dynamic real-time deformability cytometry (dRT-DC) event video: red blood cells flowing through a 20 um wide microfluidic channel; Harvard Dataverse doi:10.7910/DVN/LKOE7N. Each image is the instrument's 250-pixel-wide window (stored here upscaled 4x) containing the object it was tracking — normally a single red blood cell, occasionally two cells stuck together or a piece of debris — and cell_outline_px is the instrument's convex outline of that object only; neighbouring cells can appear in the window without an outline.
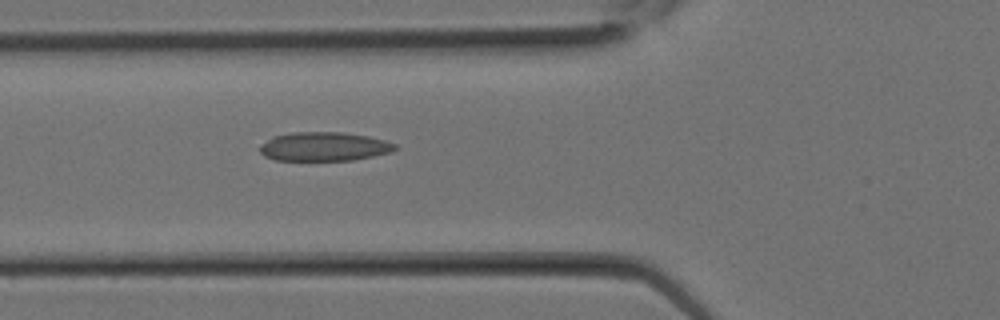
{"species": "Egyptian fruit bat (a non-hibernating species)", "species_latin": "Rousettus aegyptiacus", "temperature_condition": "room temperature", "stored_images_in_passage": 6, "camera_frame_rate_fps": 3000, "um_per_image_px": 0.085, "animal": {"sex": "female"}, "frame": {"image": 1, "passage_image": 6, "time_ms": 1.667, "image_size_px": [1000, 320], "cell_outline_px": [[400, 148], [392, 152], [352, 160], [276, 160], [264, 156], [260, 152], [260, 144], [272, 136], [292, 132], [344, 132], [368, 136], [384, 140], [396, 144]], "centroid_in_image_um": [27.55, 12.45], "position_along_channel_um": 98.2, "area_um2": 22.95}}